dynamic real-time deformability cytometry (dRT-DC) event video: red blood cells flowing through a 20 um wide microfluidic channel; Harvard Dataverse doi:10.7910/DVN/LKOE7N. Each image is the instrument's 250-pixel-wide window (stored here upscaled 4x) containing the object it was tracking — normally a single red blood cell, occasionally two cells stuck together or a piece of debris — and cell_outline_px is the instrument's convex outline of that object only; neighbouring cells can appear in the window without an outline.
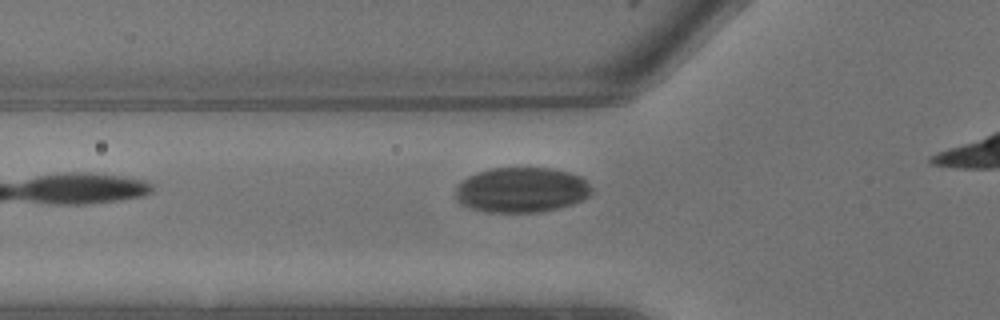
{"species": "common noctule bat (a hibernating species)", "species_latin": "Nyctalus noctula", "temperature_condition": "warm", "stored_images_in_passage": 5, "camera_frame_rate_fps": 3000, "um_per_image_px": 0.085, "animal": {"sex": "male", "body_mass_g": 13.3}, "frame": {"image": 1, "passage_image": 5, "time_ms": 1.333, "image_size_px": [1000, 320], "cell_outline_px": [[592, 192], [588, 196], [572, 204], [540, 212], [484, 212], [468, 208], [460, 204], [456, 200], [456, 184], [460, 180], [468, 176], [492, 168], [548, 168], [568, 172], [580, 176], [592, 188]], "centroid_in_image_um": [44.27, 16.15], "position_along_channel_um": 81.5, "area_um2": 35.84}}